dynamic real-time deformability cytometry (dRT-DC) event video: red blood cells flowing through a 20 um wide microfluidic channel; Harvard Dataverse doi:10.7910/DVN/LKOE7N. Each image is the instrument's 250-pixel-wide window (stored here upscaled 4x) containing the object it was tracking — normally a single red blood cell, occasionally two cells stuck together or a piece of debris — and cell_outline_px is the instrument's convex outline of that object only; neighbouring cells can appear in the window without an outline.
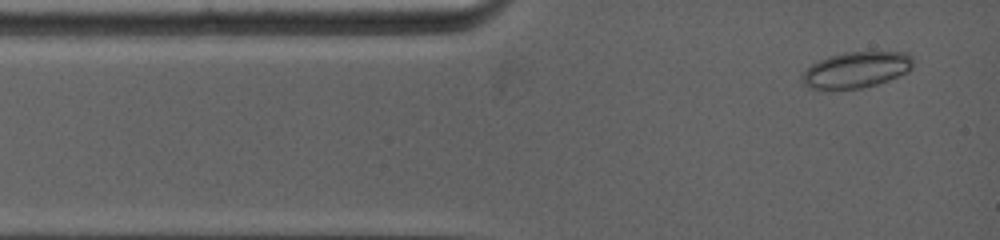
{"species": "common noctule bat (a hibernating species)", "species_latin": "Nyctalus noctula", "temperature_condition": "warm", "stored_images_in_passage": 20, "camera_frame_rate_fps": 5000, "um_per_image_px": 0.085, "animal": {"sex": "female", "body_mass_g": 19.0, "forearm_length_mm": 53.3}, "frame": {"image": 1, "passage_image": 2, "time_ms": 0.4, "image_size_px": [1000, 240], "cell_outline_px": [[912, 68], [908, 72], [888, 80], [876, 84], [860, 88], [828, 92], [824, 92], [812, 88], [804, 84], [800, 80], [800, 76], [812, 64], [828, 56], [844, 52], [908, 52], [912, 56]], "centroid_in_image_um": [72.73, 5.97], "position_along_channel_um": 12.3, "area_um2": 23.81}}
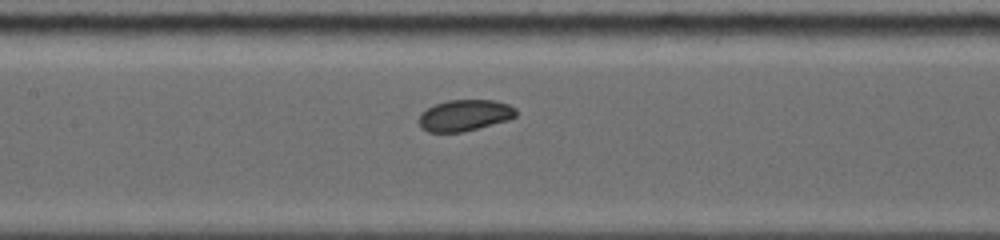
{"frame": {"image": 2, "passage_image": 13, "time_ms": 5.2, "image_size_px": [1000, 240], "cell_outline_px": [[516, 116], [508, 120], [460, 132], [428, 132], [420, 128], [420, 116], [428, 108], [436, 104], [448, 100], [496, 100], [508, 104], [516, 108]], "centroid_in_image_um": [39.52, 9.8], "position_along_channel_um": 167.9, "area_um2": 17.46}}
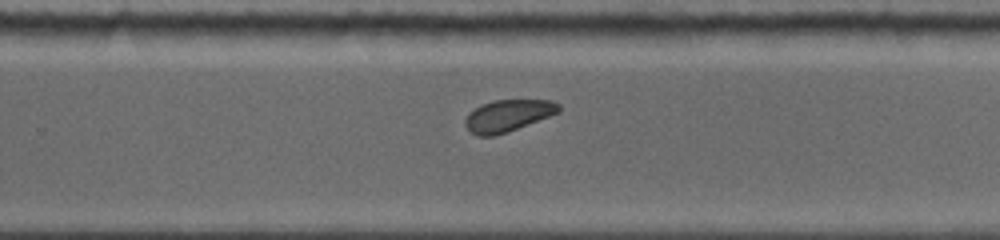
{"frame": {"image": 3, "passage_image": 20, "time_ms": 8.2, "image_size_px": [1000, 240], "cell_outline_px": [[560, 112], [516, 128], [492, 136], [480, 136], [472, 132], [468, 128], [468, 112], [480, 104], [492, 100], [552, 100], [560, 104]], "centroid_in_image_um": [43.21, 9.79], "position_along_channel_um": 286.6, "area_um2": 16.88}}